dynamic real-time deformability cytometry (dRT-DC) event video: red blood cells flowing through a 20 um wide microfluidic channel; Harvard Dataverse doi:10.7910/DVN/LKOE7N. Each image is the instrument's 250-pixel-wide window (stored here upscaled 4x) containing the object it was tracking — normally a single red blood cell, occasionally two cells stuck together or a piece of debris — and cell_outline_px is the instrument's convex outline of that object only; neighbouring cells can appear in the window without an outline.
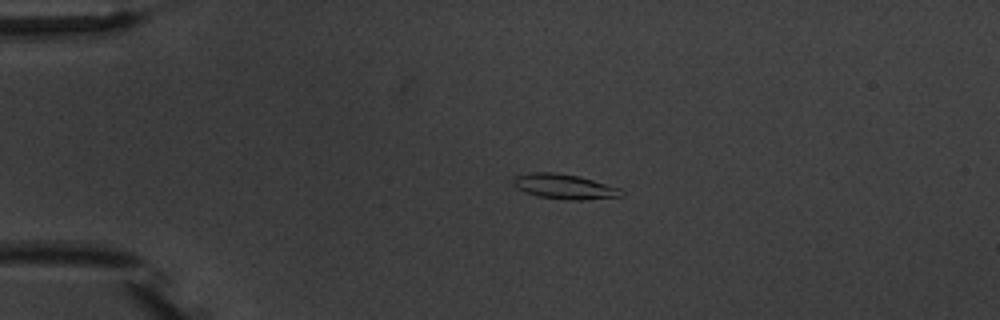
{"species": "common noctule bat (a hibernating species)", "species_latin": "Nyctalus noctula", "temperature_condition": "warm", "stored_images_in_passage": 5, "camera_frame_rate_fps": 3000, "um_per_image_px": 0.085, "animal": {"sex": "male", "body_mass_g": 20.1, "forearm_length_mm": 53.5}, "frame": {"image": 1, "passage_image": 4, "time_ms": 3.667, "image_size_px": [1000, 320], "cell_outline_px": [[624, 196], [580, 200], [568, 200], [540, 196], [524, 192], [516, 188], [512, 184], [512, 176], [532, 172], [556, 172], [580, 176], [620, 188], [624, 192]], "centroid_in_image_um": [47.94, 15.84], "position_along_channel_um": 37.1, "area_um2": 15.9}}